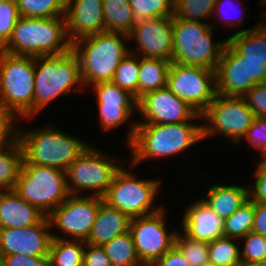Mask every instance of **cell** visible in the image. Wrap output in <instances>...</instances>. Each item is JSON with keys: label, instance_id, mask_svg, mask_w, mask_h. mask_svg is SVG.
<instances>
[{"label": "cell", "instance_id": "obj_1", "mask_svg": "<svg viewBox=\"0 0 266 266\" xmlns=\"http://www.w3.org/2000/svg\"><path fill=\"white\" fill-rule=\"evenodd\" d=\"M203 138V120L178 124L137 123L132 142L127 146L135 167L147 161L183 155ZM157 159V160H156Z\"/></svg>", "mask_w": 266, "mask_h": 266}, {"label": "cell", "instance_id": "obj_2", "mask_svg": "<svg viewBox=\"0 0 266 266\" xmlns=\"http://www.w3.org/2000/svg\"><path fill=\"white\" fill-rule=\"evenodd\" d=\"M45 125V126H44ZM40 127H18V139L23 149V159L31 165L67 168L87 149L89 141L78 138L54 124Z\"/></svg>", "mask_w": 266, "mask_h": 266}, {"label": "cell", "instance_id": "obj_3", "mask_svg": "<svg viewBox=\"0 0 266 266\" xmlns=\"http://www.w3.org/2000/svg\"><path fill=\"white\" fill-rule=\"evenodd\" d=\"M34 73L33 119L62 96L86 93L79 59L72 48L58 55L34 57Z\"/></svg>", "mask_w": 266, "mask_h": 266}, {"label": "cell", "instance_id": "obj_4", "mask_svg": "<svg viewBox=\"0 0 266 266\" xmlns=\"http://www.w3.org/2000/svg\"><path fill=\"white\" fill-rule=\"evenodd\" d=\"M128 43L127 34L106 31L72 43L86 90L97 83L112 81L118 65L129 53Z\"/></svg>", "mask_w": 266, "mask_h": 266}, {"label": "cell", "instance_id": "obj_5", "mask_svg": "<svg viewBox=\"0 0 266 266\" xmlns=\"http://www.w3.org/2000/svg\"><path fill=\"white\" fill-rule=\"evenodd\" d=\"M65 17L37 18L20 16L8 42L0 49L14 55H58L71 49Z\"/></svg>", "mask_w": 266, "mask_h": 266}, {"label": "cell", "instance_id": "obj_6", "mask_svg": "<svg viewBox=\"0 0 266 266\" xmlns=\"http://www.w3.org/2000/svg\"><path fill=\"white\" fill-rule=\"evenodd\" d=\"M173 54L172 62L192 67L216 70L225 39L215 41V28L209 23L189 21L173 15ZM215 33V34H214Z\"/></svg>", "mask_w": 266, "mask_h": 266}, {"label": "cell", "instance_id": "obj_7", "mask_svg": "<svg viewBox=\"0 0 266 266\" xmlns=\"http://www.w3.org/2000/svg\"><path fill=\"white\" fill-rule=\"evenodd\" d=\"M134 167L127 159L115 172L106 194L102 197L107 205L130 218L152 214L164 207L163 203L155 204L164 182L158 177L138 178L133 172Z\"/></svg>", "mask_w": 266, "mask_h": 266}, {"label": "cell", "instance_id": "obj_8", "mask_svg": "<svg viewBox=\"0 0 266 266\" xmlns=\"http://www.w3.org/2000/svg\"><path fill=\"white\" fill-rule=\"evenodd\" d=\"M34 57L0 50V104L22 123L33 120Z\"/></svg>", "mask_w": 266, "mask_h": 266}, {"label": "cell", "instance_id": "obj_9", "mask_svg": "<svg viewBox=\"0 0 266 266\" xmlns=\"http://www.w3.org/2000/svg\"><path fill=\"white\" fill-rule=\"evenodd\" d=\"M123 159L118 154L111 156L90 144L65 171L68 193L70 195L103 197L115 172L127 160V158Z\"/></svg>", "mask_w": 266, "mask_h": 266}, {"label": "cell", "instance_id": "obj_10", "mask_svg": "<svg viewBox=\"0 0 266 266\" xmlns=\"http://www.w3.org/2000/svg\"><path fill=\"white\" fill-rule=\"evenodd\" d=\"M14 191L36 206L45 216L58 208L70 195L65 171L47 166L31 165L24 159Z\"/></svg>", "mask_w": 266, "mask_h": 266}, {"label": "cell", "instance_id": "obj_11", "mask_svg": "<svg viewBox=\"0 0 266 266\" xmlns=\"http://www.w3.org/2000/svg\"><path fill=\"white\" fill-rule=\"evenodd\" d=\"M254 117L243 97L217 94L202 114L204 141L218 134L235 147L245 136Z\"/></svg>", "mask_w": 266, "mask_h": 266}, {"label": "cell", "instance_id": "obj_12", "mask_svg": "<svg viewBox=\"0 0 266 266\" xmlns=\"http://www.w3.org/2000/svg\"><path fill=\"white\" fill-rule=\"evenodd\" d=\"M102 202L100 196L69 195L47 216L52 238L86 242Z\"/></svg>", "mask_w": 266, "mask_h": 266}, {"label": "cell", "instance_id": "obj_13", "mask_svg": "<svg viewBox=\"0 0 266 266\" xmlns=\"http://www.w3.org/2000/svg\"><path fill=\"white\" fill-rule=\"evenodd\" d=\"M166 210L164 206L157 212L130 220L129 231L144 266H151L175 245V236L180 228L171 230L168 227Z\"/></svg>", "mask_w": 266, "mask_h": 266}, {"label": "cell", "instance_id": "obj_14", "mask_svg": "<svg viewBox=\"0 0 266 266\" xmlns=\"http://www.w3.org/2000/svg\"><path fill=\"white\" fill-rule=\"evenodd\" d=\"M166 87L202 115L217 95L216 72L172 62Z\"/></svg>", "mask_w": 266, "mask_h": 266}, {"label": "cell", "instance_id": "obj_15", "mask_svg": "<svg viewBox=\"0 0 266 266\" xmlns=\"http://www.w3.org/2000/svg\"><path fill=\"white\" fill-rule=\"evenodd\" d=\"M137 123L178 124L202 120L185 101L167 87L145 93L138 99Z\"/></svg>", "mask_w": 266, "mask_h": 266}, {"label": "cell", "instance_id": "obj_16", "mask_svg": "<svg viewBox=\"0 0 266 266\" xmlns=\"http://www.w3.org/2000/svg\"><path fill=\"white\" fill-rule=\"evenodd\" d=\"M173 16L156 17L136 22L128 34L129 52L144 58H160L172 61ZM131 41V42H130ZM136 44V45H135Z\"/></svg>", "mask_w": 266, "mask_h": 266}, {"label": "cell", "instance_id": "obj_17", "mask_svg": "<svg viewBox=\"0 0 266 266\" xmlns=\"http://www.w3.org/2000/svg\"><path fill=\"white\" fill-rule=\"evenodd\" d=\"M51 239V226L45 216L38 224L29 227L0 229V252L3 256L49 257Z\"/></svg>", "mask_w": 266, "mask_h": 266}, {"label": "cell", "instance_id": "obj_18", "mask_svg": "<svg viewBox=\"0 0 266 266\" xmlns=\"http://www.w3.org/2000/svg\"><path fill=\"white\" fill-rule=\"evenodd\" d=\"M64 17L71 44L105 31L103 0H66Z\"/></svg>", "mask_w": 266, "mask_h": 266}, {"label": "cell", "instance_id": "obj_19", "mask_svg": "<svg viewBox=\"0 0 266 266\" xmlns=\"http://www.w3.org/2000/svg\"><path fill=\"white\" fill-rule=\"evenodd\" d=\"M183 211L180 229L190 238L209 243L224 236V220L201 198L194 199Z\"/></svg>", "mask_w": 266, "mask_h": 266}, {"label": "cell", "instance_id": "obj_20", "mask_svg": "<svg viewBox=\"0 0 266 266\" xmlns=\"http://www.w3.org/2000/svg\"><path fill=\"white\" fill-rule=\"evenodd\" d=\"M215 72L218 95L243 97L247 93L246 60L228 42Z\"/></svg>", "mask_w": 266, "mask_h": 266}, {"label": "cell", "instance_id": "obj_21", "mask_svg": "<svg viewBox=\"0 0 266 266\" xmlns=\"http://www.w3.org/2000/svg\"><path fill=\"white\" fill-rule=\"evenodd\" d=\"M45 215L14 190L0 191V229L24 228L38 224Z\"/></svg>", "mask_w": 266, "mask_h": 266}, {"label": "cell", "instance_id": "obj_22", "mask_svg": "<svg viewBox=\"0 0 266 266\" xmlns=\"http://www.w3.org/2000/svg\"><path fill=\"white\" fill-rule=\"evenodd\" d=\"M205 190L201 199L223 220L249 200L248 184H225L218 181Z\"/></svg>", "mask_w": 266, "mask_h": 266}, {"label": "cell", "instance_id": "obj_23", "mask_svg": "<svg viewBox=\"0 0 266 266\" xmlns=\"http://www.w3.org/2000/svg\"><path fill=\"white\" fill-rule=\"evenodd\" d=\"M130 220L131 218L127 214L103 201L99 206L91 234L86 243L102 246L116 236L129 231Z\"/></svg>", "mask_w": 266, "mask_h": 266}, {"label": "cell", "instance_id": "obj_24", "mask_svg": "<svg viewBox=\"0 0 266 266\" xmlns=\"http://www.w3.org/2000/svg\"><path fill=\"white\" fill-rule=\"evenodd\" d=\"M96 109H98L96 121H98L99 129L104 133H110L111 130L114 131L121 125H125L126 122H130L124 141L126 142L125 145L128 146L132 142L136 131L137 121L135 120L138 118L134 117H137V106H97Z\"/></svg>", "mask_w": 266, "mask_h": 266}, {"label": "cell", "instance_id": "obj_25", "mask_svg": "<svg viewBox=\"0 0 266 266\" xmlns=\"http://www.w3.org/2000/svg\"><path fill=\"white\" fill-rule=\"evenodd\" d=\"M171 63L160 58L140 57L138 99L147 92L166 87Z\"/></svg>", "mask_w": 266, "mask_h": 266}, {"label": "cell", "instance_id": "obj_26", "mask_svg": "<svg viewBox=\"0 0 266 266\" xmlns=\"http://www.w3.org/2000/svg\"><path fill=\"white\" fill-rule=\"evenodd\" d=\"M227 42L243 56V59L266 60V29L256 28L228 35Z\"/></svg>", "mask_w": 266, "mask_h": 266}, {"label": "cell", "instance_id": "obj_27", "mask_svg": "<svg viewBox=\"0 0 266 266\" xmlns=\"http://www.w3.org/2000/svg\"><path fill=\"white\" fill-rule=\"evenodd\" d=\"M244 3H245V0H216V4L214 7V12H213V16H212L213 22H211L212 27H214L216 30L218 27H215V26H221V27L224 26L222 28L232 29V31H230V32H232V34H230V35H234V34H237L238 32H243L246 30H251L253 28H256L260 24V20H257L255 25H253L247 29L243 25L245 22L244 18H246V16H247V14L245 15V13H244L245 12L244 10L246 8L245 7L246 5H243ZM239 5H240V8L238 9ZM236 7H237V9H236ZM234 9L236 11H239V12L235 13ZM231 10L232 11L234 10V11L232 12ZM239 13H241V15ZM235 15H237L238 17ZM244 15H245V17H244ZM216 19H217V21H216ZM214 21H216V22H214ZM217 24H219V25H217Z\"/></svg>", "mask_w": 266, "mask_h": 266}, {"label": "cell", "instance_id": "obj_28", "mask_svg": "<svg viewBox=\"0 0 266 266\" xmlns=\"http://www.w3.org/2000/svg\"><path fill=\"white\" fill-rule=\"evenodd\" d=\"M23 162L19 139L0 147V191L14 190Z\"/></svg>", "mask_w": 266, "mask_h": 266}, {"label": "cell", "instance_id": "obj_29", "mask_svg": "<svg viewBox=\"0 0 266 266\" xmlns=\"http://www.w3.org/2000/svg\"><path fill=\"white\" fill-rule=\"evenodd\" d=\"M106 32L129 34L136 24L129 0H103Z\"/></svg>", "mask_w": 266, "mask_h": 266}, {"label": "cell", "instance_id": "obj_30", "mask_svg": "<svg viewBox=\"0 0 266 266\" xmlns=\"http://www.w3.org/2000/svg\"><path fill=\"white\" fill-rule=\"evenodd\" d=\"M85 241L52 238L49 247V266H83Z\"/></svg>", "mask_w": 266, "mask_h": 266}, {"label": "cell", "instance_id": "obj_31", "mask_svg": "<svg viewBox=\"0 0 266 266\" xmlns=\"http://www.w3.org/2000/svg\"><path fill=\"white\" fill-rule=\"evenodd\" d=\"M113 266H144L137 254L130 231L102 245Z\"/></svg>", "mask_w": 266, "mask_h": 266}, {"label": "cell", "instance_id": "obj_32", "mask_svg": "<svg viewBox=\"0 0 266 266\" xmlns=\"http://www.w3.org/2000/svg\"><path fill=\"white\" fill-rule=\"evenodd\" d=\"M209 263L217 266H241L239 239L216 238L208 243Z\"/></svg>", "mask_w": 266, "mask_h": 266}, {"label": "cell", "instance_id": "obj_33", "mask_svg": "<svg viewBox=\"0 0 266 266\" xmlns=\"http://www.w3.org/2000/svg\"><path fill=\"white\" fill-rule=\"evenodd\" d=\"M86 92L94 93L97 106H137L138 100L128 91L110 82H100L90 86ZM91 89V90H90Z\"/></svg>", "mask_w": 266, "mask_h": 266}, {"label": "cell", "instance_id": "obj_34", "mask_svg": "<svg viewBox=\"0 0 266 266\" xmlns=\"http://www.w3.org/2000/svg\"><path fill=\"white\" fill-rule=\"evenodd\" d=\"M255 218L254 202L250 199L224 220V237L240 239L252 231Z\"/></svg>", "mask_w": 266, "mask_h": 266}, {"label": "cell", "instance_id": "obj_35", "mask_svg": "<svg viewBox=\"0 0 266 266\" xmlns=\"http://www.w3.org/2000/svg\"><path fill=\"white\" fill-rule=\"evenodd\" d=\"M216 0H175L174 16L211 24Z\"/></svg>", "mask_w": 266, "mask_h": 266}, {"label": "cell", "instance_id": "obj_36", "mask_svg": "<svg viewBox=\"0 0 266 266\" xmlns=\"http://www.w3.org/2000/svg\"><path fill=\"white\" fill-rule=\"evenodd\" d=\"M140 57L129 52L118 65L112 82L128 91L138 100V77Z\"/></svg>", "mask_w": 266, "mask_h": 266}, {"label": "cell", "instance_id": "obj_37", "mask_svg": "<svg viewBox=\"0 0 266 266\" xmlns=\"http://www.w3.org/2000/svg\"><path fill=\"white\" fill-rule=\"evenodd\" d=\"M20 16L53 18L65 16L66 0H15Z\"/></svg>", "mask_w": 266, "mask_h": 266}, {"label": "cell", "instance_id": "obj_38", "mask_svg": "<svg viewBox=\"0 0 266 266\" xmlns=\"http://www.w3.org/2000/svg\"><path fill=\"white\" fill-rule=\"evenodd\" d=\"M175 246L190 266H205L209 263L208 243L190 238L181 229L176 233Z\"/></svg>", "mask_w": 266, "mask_h": 266}, {"label": "cell", "instance_id": "obj_39", "mask_svg": "<svg viewBox=\"0 0 266 266\" xmlns=\"http://www.w3.org/2000/svg\"><path fill=\"white\" fill-rule=\"evenodd\" d=\"M175 0H129L135 22L174 15Z\"/></svg>", "mask_w": 266, "mask_h": 266}, {"label": "cell", "instance_id": "obj_40", "mask_svg": "<svg viewBox=\"0 0 266 266\" xmlns=\"http://www.w3.org/2000/svg\"><path fill=\"white\" fill-rule=\"evenodd\" d=\"M242 264L266 260V237L250 231L239 239Z\"/></svg>", "mask_w": 266, "mask_h": 266}, {"label": "cell", "instance_id": "obj_41", "mask_svg": "<svg viewBox=\"0 0 266 266\" xmlns=\"http://www.w3.org/2000/svg\"><path fill=\"white\" fill-rule=\"evenodd\" d=\"M19 18L20 13L15 0H4L0 3V49L10 39Z\"/></svg>", "mask_w": 266, "mask_h": 266}, {"label": "cell", "instance_id": "obj_42", "mask_svg": "<svg viewBox=\"0 0 266 266\" xmlns=\"http://www.w3.org/2000/svg\"><path fill=\"white\" fill-rule=\"evenodd\" d=\"M246 141L248 146H252L254 151H259L258 159L266 154V118L254 117L251 126L239 143Z\"/></svg>", "mask_w": 266, "mask_h": 266}, {"label": "cell", "instance_id": "obj_43", "mask_svg": "<svg viewBox=\"0 0 266 266\" xmlns=\"http://www.w3.org/2000/svg\"><path fill=\"white\" fill-rule=\"evenodd\" d=\"M18 122L20 119L0 104V147L18 139Z\"/></svg>", "mask_w": 266, "mask_h": 266}, {"label": "cell", "instance_id": "obj_44", "mask_svg": "<svg viewBox=\"0 0 266 266\" xmlns=\"http://www.w3.org/2000/svg\"><path fill=\"white\" fill-rule=\"evenodd\" d=\"M243 98L255 117L266 118V82L254 85Z\"/></svg>", "mask_w": 266, "mask_h": 266}, {"label": "cell", "instance_id": "obj_45", "mask_svg": "<svg viewBox=\"0 0 266 266\" xmlns=\"http://www.w3.org/2000/svg\"><path fill=\"white\" fill-rule=\"evenodd\" d=\"M256 169L252 173V178H255L253 185L249 188V199L254 203L266 202V165L256 159Z\"/></svg>", "mask_w": 266, "mask_h": 266}, {"label": "cell", "instance_id": "obj_46", "mask_svg": "<svg viewBox=\"0 0 266 266\" xmlns=\"http://www.w3.org/2000/svg\"><path fill=\"white\" fill-rule=\"evenodd\" d=\"M83 266H113L104 249L100 245L85 242Z\"/></svg>", "mask_w": 266, "mask_h": 266}, {"label": "cell", "instance_id": "obj_47", "mask_svg": "<svg viewBox=\"0 0 266 266\" xmlns=\"http://www.w3.org/2000/svg\"><path fill=\"white\" fill-rule=\"evenodd\" d=\"M247 92L256 84L266 82V60L245 59Z\"/></svg>", "mask_w": 266, "mask_h": 266}, {"label": "cell", "instance_id": "obj_48", "mask_svg": "<svg viewBox=\"0 0 266 266\" xmlns=\"http://www.w3.org/2000/svg\"><path fill=\"white\" fill-rule=\"evenodd\" d=\"M3 266H49L48 257H29L21 254L3 256Z\"/></svg>", "mask_w": 266, "mask_h": 266}, {"label": "cell", "instance_id": "obj_49", "mask_svg": "<svg viewBox=\"0 0 266 266\" xmlns=\"http://www.w3.org/2000/svg\"><path fill=\"white\" fill-rule=\"evenodd\" d=\"M151 266H190L181 251L174 245Z\"/></svg>", "mask_w": 266, "mask_h": 266}, {"label": "cell", "instance_id": "obj_50", "mask_svg": "<svg viewBox=\"0 0 266 266\" xmlns=\"http://www.w3.org/2000/svg\"><path fill=\"white\" fill-rule=\"evenodd\" d=\"M255 218L252 231L266 237V202L254 203Z\"/></svg>", "mask_w": 266, "mask_h": 266}, {"label": "cell", "instance_id": "obj_51", "mask_svg": "<svg viewBox=\"0 0 266 266\" xmlns=\"http://www.w3.org/2000/svg\"><path fill=\"white\" fill-rule=\"evenodd\" d=\"M260 6H263V8H264V6H266V2H263ZM263 14L264 15L262 17H259V18H261L259 20H260V24L266 29V12L264 11Z\"/></svg>", "mask_w": 266, "mask_h": 266}, {"label": "cell", "instance_id": "obj_52", "mask_svg": "<svg viewBox=\"0 0 266 266\" xmlns=\"http://www.w3.org/2000/svg\"><path fill=\"white\" fill-rule=\"evenodd\" d=\"M241 266H266V260L248 264H242Z\"/></svg>", "mask_w": 266, "mask_h": 266}, {"label": "cell", "instance_id": "obj_53", "mask_svg": "<svg viewBox=\"0 0 266 266\" xmlns=\"http://www.w3.org/2000/svg\"><path fill=\"white\" fill-rule=\"evenodd\" d=\"M0 266H3V255L1 252H0Z\"/></svg>", "mask_w": 266, "mask_h": 266}, {"label": "cell", "instance_id": "obj_54", "mask_svg": "<svg viewBox=\"0 0 266 266\" xmlns=\"http://www.w3.org/2000/svg\"><path fill=\"white\" fill-rule=\"evenodd\" d=\"M260 160L266 165V154Z\"/></svg>", "mask_w": 266, "mask_h": 266}, {"label": "cell", "instance_id": "obj_55", "mask_svg": "<svg viewBox=\"0 0 266 266\" xmlns=\"http://www.w3.org/2000/svg\"><path fill=\"white\" fill-rule=\"evenodd\" d=\"M205 266H217V265H213V264L208 263Z\"/></svg>", "mask_w": 266, "mask_h": 266}]
</instances>
